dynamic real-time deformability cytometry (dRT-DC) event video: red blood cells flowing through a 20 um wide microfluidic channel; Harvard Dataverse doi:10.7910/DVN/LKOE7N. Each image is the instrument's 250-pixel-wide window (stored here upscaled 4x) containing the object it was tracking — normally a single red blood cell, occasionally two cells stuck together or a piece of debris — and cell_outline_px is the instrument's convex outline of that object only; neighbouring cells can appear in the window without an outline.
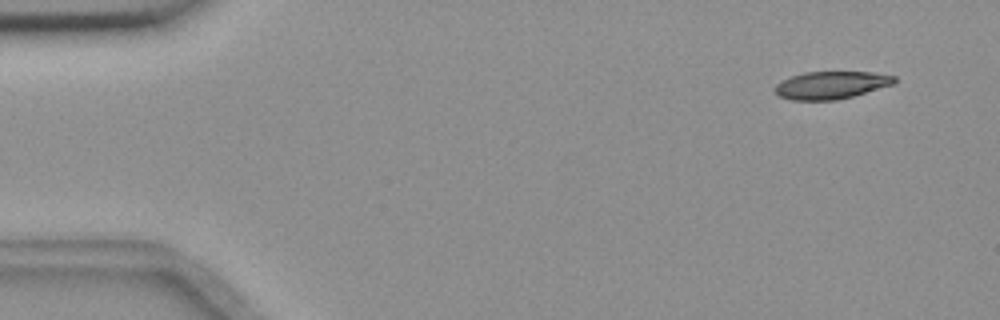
{"species": "common noctule bat (a hibernating species)", "species_latin": "Nyctalus noctula", "temperature_condition": "room temperature", "stored_images_in_passage": 6, "segment_of_instrument_passage": [2, 2], "camera_frame_rate_fps": 3000, "um_per_image_px": 0.085, "animal": {"sex": "female", "body_mass_g": 18.4}, "frame": {"image": 1, "passage_image": 6, "time_ms": 1.667, "image_size_px": [1000, 320], "cell_outline_px": [[896, 80], [892, 84], [852, 96], [836, 100], [792, 100], [780, 96], [772, 88], [776, 84], [792, 76], [804, 72], [872, 72], [896, 76]], "centroid_in_image_um": [70.62, 7.23], "position_along_channel_um": 14.4, "area_um2": 18.96}}